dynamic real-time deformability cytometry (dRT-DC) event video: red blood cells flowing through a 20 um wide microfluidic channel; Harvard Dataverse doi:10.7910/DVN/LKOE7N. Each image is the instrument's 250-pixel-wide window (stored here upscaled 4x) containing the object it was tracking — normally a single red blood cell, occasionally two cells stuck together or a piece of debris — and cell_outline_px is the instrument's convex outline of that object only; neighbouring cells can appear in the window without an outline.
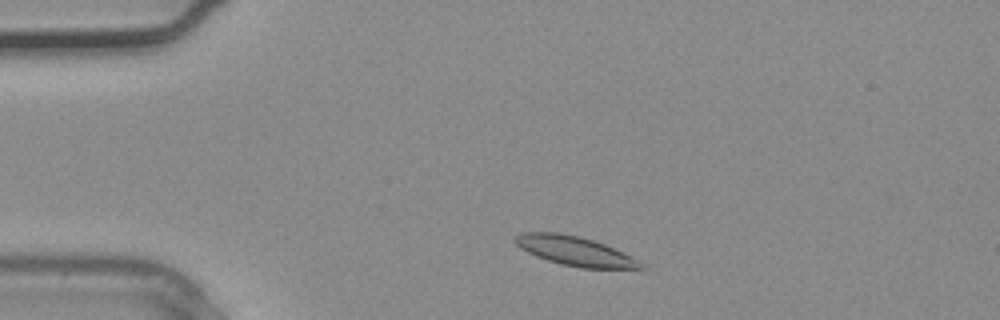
{"species": "common noctule bat (a hibernating species)", "species_latin": "Nyctalus noctula", "temperature_condition": "warm", "stored_images_in_passage": 2, "camera_frame_rate_fps": 3000, "um_per_image_px": 0.085, "animal": {"sex": "male", "body_mass_g": 20.4}, "frame": {"image": 1, "passage_image": 1, "time_ms": 0.0, "image_size_px": [1000, 320], "cell_outline_px": [[644, 272], [580, 268], [560, 264], [536, 256], [520, 248], [512, 240], [512, 236], [520, 232], [556, 232], [580, 236], [604, 244], [624, 252], [640, 260], [644, 264]], "centroid_in_image_um": [49.0, 21.39], "position_along_channel_um": 36.0, "area_um2": 22.54}}